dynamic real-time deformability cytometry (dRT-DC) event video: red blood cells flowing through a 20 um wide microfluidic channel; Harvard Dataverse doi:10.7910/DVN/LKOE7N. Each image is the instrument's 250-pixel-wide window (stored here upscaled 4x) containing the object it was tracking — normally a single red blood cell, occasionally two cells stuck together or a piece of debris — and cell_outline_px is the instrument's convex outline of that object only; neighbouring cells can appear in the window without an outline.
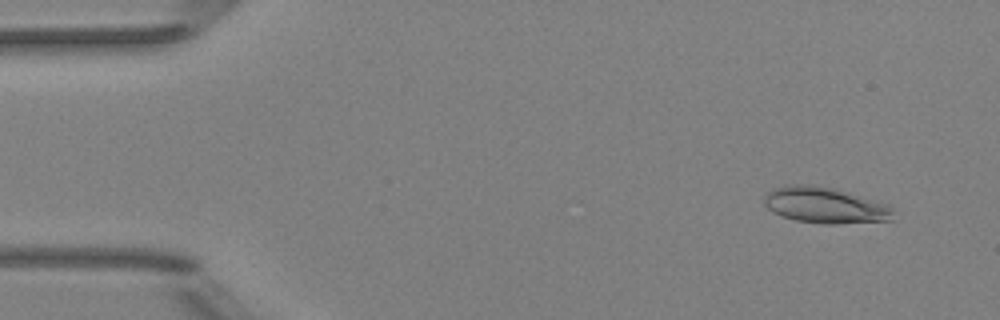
{"species": "Egyptian fruit bat (a non-hibernating species)", "species_latin": "Rousettus aegyptiacus", "temperature_condition": "room temperature", "stored_images_in_passage": 5, "camera_frame_rate_fps": 3000, "um_per_image_px": 0.085, "animal": {"sex": "female"}, "frame": {"image": 1, "passage_image": 1, "time_ms": 0.0, "image_size_px": [1000, 320], "cell_outline_px": [[892, 220], [836, 224], [824, 224], [796, 220], [772, 212], [764, 204], [764, 196], [768, 192], [776, 188], [788, 184], [812, 184], [832, 188], [848, 192], [888, 204], [892, 208]], "centroid_in_image_um": [70.12, 17.44], "position_along_channel_um": 14.9, "area_um2": 26.99}}
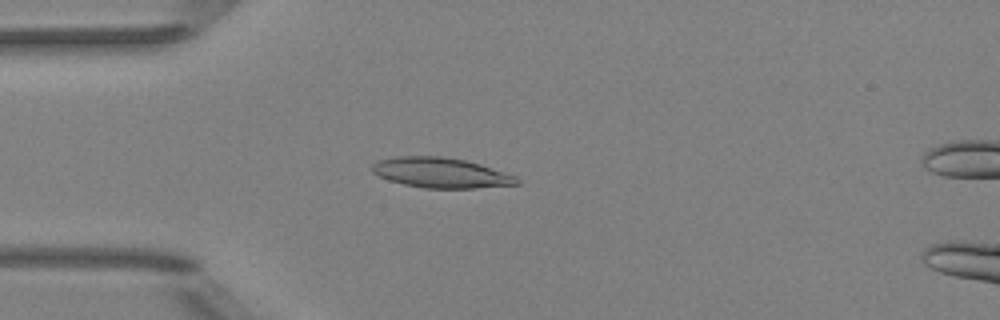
{"frame": {"image": 2, "passage_image": 4, "time_ms": 3.333, "image_size_px": [1000, 320], "cell_outline_px": [[520, 184], [476, 188], [424, 188], [404, 184], [388, 180], [372, 172], [372, 164], [376, 160], [396, 156], [444, 156], [464, 160], [480, 164], [516, 176], [520, 180]], "centroid_in_image_um": [37.46, 14.68], "position_along_channel_um": 47.5, "area_um2": 25.49}}